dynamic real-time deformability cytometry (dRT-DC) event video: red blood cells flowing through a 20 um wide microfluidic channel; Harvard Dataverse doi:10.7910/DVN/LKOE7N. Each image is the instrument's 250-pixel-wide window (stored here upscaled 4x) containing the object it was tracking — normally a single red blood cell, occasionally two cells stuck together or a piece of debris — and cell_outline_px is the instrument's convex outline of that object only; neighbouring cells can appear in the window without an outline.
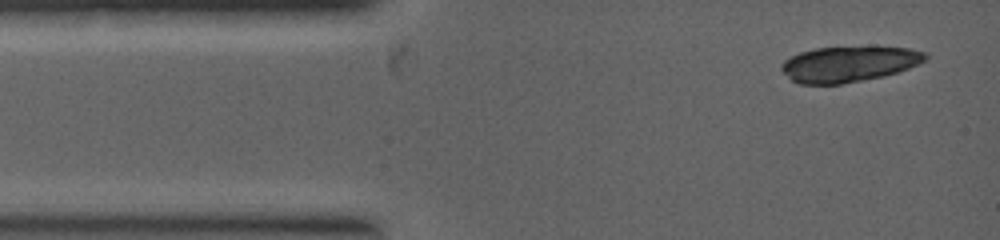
{"species": "common noctule bat (a hibernating species)", "species_latin": "Nyctalus noctula", "temperature_condition": "warm", "stored_images_in_passage": 2, "camera_frame_rate_fps": 5000, "um_per_image_px": 0.085, "animal": {"sex": "female", "body_mass_g": 19.0, "forearm_length_mm": 53.3}, "frame": {"image": 1, "passage_image": 1, "time_ms": 0.0, "image_size_px": [1000, 240], "cell_outline_px": [[928, 56], [924, 60], [908, 68], [884, 76], [840, 84], [800, 84], [792, 80], [780, 68], [780, 64], [784, 60], [800, 52], [816, 48], [908, 48], [924, 52]], "centroid_in_image_um": [72.09, 5.46], "position_along_channel_um": 12.9, "area_um2": 29.13}}